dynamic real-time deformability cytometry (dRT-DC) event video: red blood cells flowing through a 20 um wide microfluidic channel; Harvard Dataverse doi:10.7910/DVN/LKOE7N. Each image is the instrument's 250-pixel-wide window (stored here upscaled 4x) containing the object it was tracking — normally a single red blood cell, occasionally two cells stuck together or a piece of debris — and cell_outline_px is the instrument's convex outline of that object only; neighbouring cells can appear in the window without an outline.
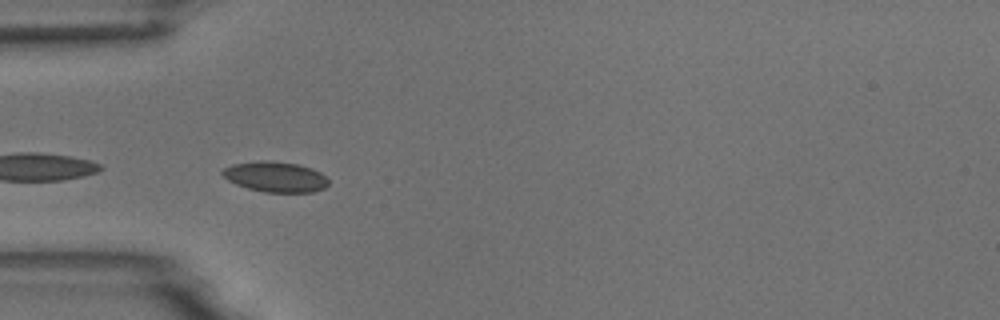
{"species": "common noctule bat (a hibernating species)", "species_latin": "Nyctalus noctula", "temperature_condition": "room temperature", "stored_images_in_passage": 5, "camera_frame_rate_fps": 3000, "um_per_image_px": 0.085, "animal": {"sex": "male", "body_mass_g": 18.8}, "frame": {"image": 1, "passage_image": 4, "time_ms": 3.667, "image_size_px": [1000, 320], "cell_outline_px": [[328, 184], [324, 188], [312, 192], [264, 192], [248, 188], [236, 184], [228, 180], [220, 172], [224, 168], [232, 164], [260, 160], [268, 160], [296, 164], [312, 168], [320, 172], [328, 180]], "centroid_in_image_um": [23.39, 15.02], "position_along_channel_um": 61.6, "area_um2": 18.73}}